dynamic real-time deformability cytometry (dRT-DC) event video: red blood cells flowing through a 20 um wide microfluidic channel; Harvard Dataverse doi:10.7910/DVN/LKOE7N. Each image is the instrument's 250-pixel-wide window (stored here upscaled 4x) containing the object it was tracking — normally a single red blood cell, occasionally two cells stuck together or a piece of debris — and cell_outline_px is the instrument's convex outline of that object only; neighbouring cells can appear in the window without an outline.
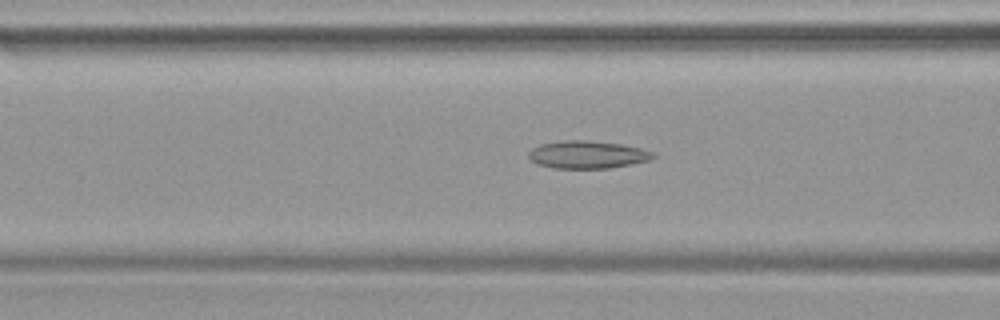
{"species": "common noctule bat (a hibernating species)", "species_latin": "Nyctalus noctula", "temperature_condition": "warm", "stored_images_in_passage": 36, "camera_frame_rate_fps": 3000, "um_per_image_px": 0.085, "animal": {"sex": "female", "body_mass_g": 19.9}, "frame": {"image": 1, "passage_image": 7, "time_ms": 2.0, "image_size_px": [1000, 320], "cell_outline_px": [[656, 156], [648, 160], [632, 164], [608, 168], [552, 168], [540, 164], [532, 160], [528, 156], [528, 152], [532, 148], [540, 144], [560, 140], [588, 140], [620, 144], [640, 148], [652, 152]], "centroid_in_image_um": [49.9, 13.13], "position_along_channel_um": 116.7, "area_um2": 19.94}}
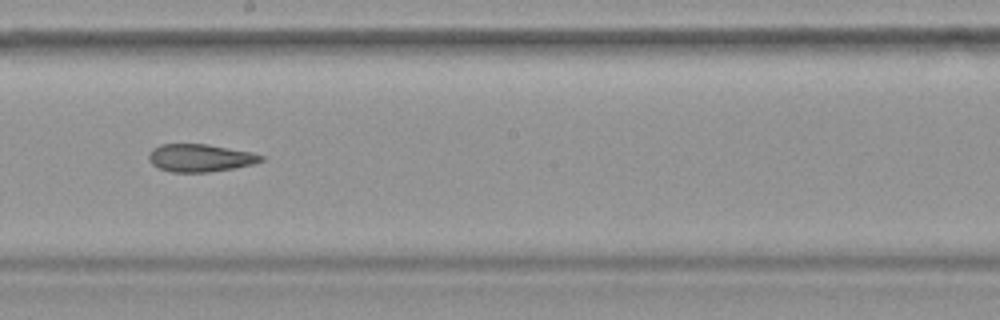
{"frame": {"image": 2, "passage_image": 15, "time_ms": 4.667, "image_size_px": [1000, 320], "cell_outline_px": [[264, 160], [252, 164], [232, 168], [208, 172], [172, 172], [160, 168], [152, 164], [148, 160], [148, 156], [152, 148], [160, 144], [208, 144], [252, 152], [264, 156]], "centroid_in_image_um": [17.0, 13.41], "position_along_channel_um": 231.2, "area_um2": 18.09}}
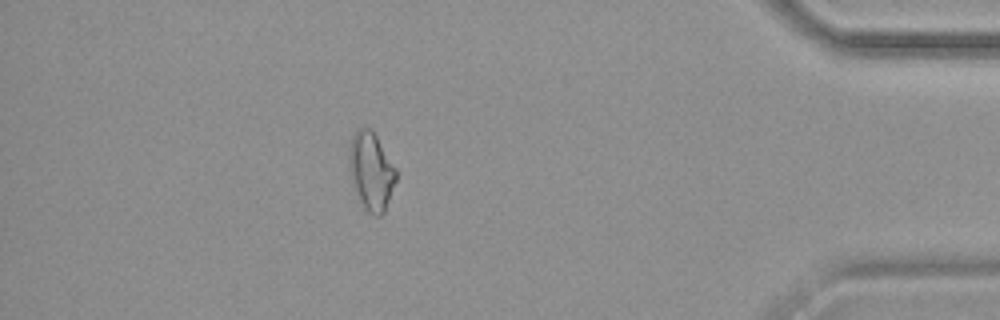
{"frame": {"image": 3, "passage_image": 30, "time_ms": 9.667, "image_size_px": [1000, 320], "cell_outline_px": [[396, 180], [384, 212], [380, 216], [376, 216], [368, 212], [360, 204], [356, 196], [352, 184], [348, 160], [348, 152], [352, 136], [356, 128], [368, 128], [376, 136], [396, 168]], "centroid_in_image_um": [31.52, 14.57], "position_along_channel_um": 403.7, "area_um2": 21.39}}